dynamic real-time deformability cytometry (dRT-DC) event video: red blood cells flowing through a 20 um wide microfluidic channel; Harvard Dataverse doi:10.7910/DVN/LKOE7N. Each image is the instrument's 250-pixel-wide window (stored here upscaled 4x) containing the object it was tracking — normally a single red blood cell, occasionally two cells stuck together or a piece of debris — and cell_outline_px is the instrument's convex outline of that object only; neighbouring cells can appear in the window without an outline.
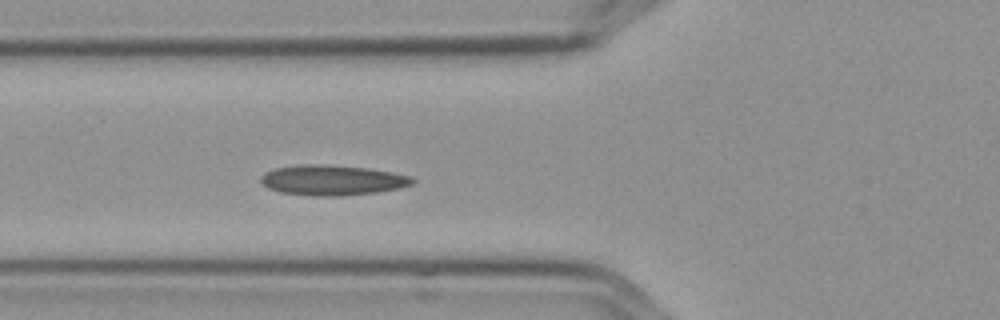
{"species": "Egyptian fruit bat (a non-hibernating species)", "species_latin": "Rousettus aegyptiacus", "temperature_condition": "cold", "stored_images_in_passage": 5, "camera_frame_rate_fps": 3000, "um_per_image_px": 0.085, "frame": {"image": 1, "passage_image": 5, "time_ms": 1.333, "image_size_px": [1000, 320], "cell_outline_px": [[416, 180], [412, 184], [400, 188], [376, 192], [340, 196], [312, 196], [280, 192], [268, 188], [260, 180], [260, 176], [264, 172], [276, 168], [300, 164], [328, 164], [368, 168], [392, 172], [412, 176]], "centroid_in_image_um": [28.25, 15.31], "position_along_channel_um": 97.6, "area_um2": 26.93}}